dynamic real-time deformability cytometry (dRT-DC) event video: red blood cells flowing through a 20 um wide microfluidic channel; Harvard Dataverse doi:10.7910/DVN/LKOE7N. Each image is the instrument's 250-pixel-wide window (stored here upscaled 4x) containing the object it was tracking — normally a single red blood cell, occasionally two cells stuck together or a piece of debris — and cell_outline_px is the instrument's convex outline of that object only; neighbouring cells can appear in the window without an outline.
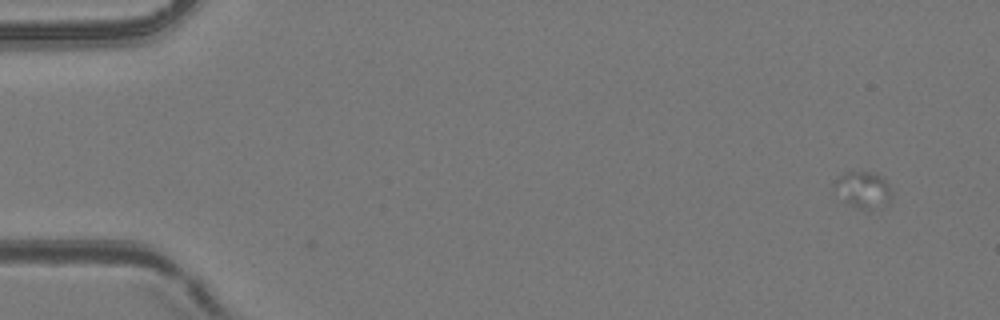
{"species": "common noctule bat (a hibernating species)", "species_latin": "Nyctalus noctula", "temperature_condition": "room temperature", "stored_images_in_passage": 2, "camera_frame_rate_fps": 3000, "um_per_image_px": 0.085, "animal": {"sex": "female", "body_mass_g": 24.6, "forearm_length_mm": 56.2}, "frame": {"image": 1, "passage_image": 2, "time_ms": 1.0, "image_size_px": [1000, 320], "cell_outline_px": [[888, 204], [884, 208], [868, 212], [856, 208], [848, 204], [844, 200], [836, 180], [840, 176], [848, 172], [876, 172], [888, 184]], "centroid_in_image_um": [73.45, 16.19], "position_along_channel_um": 11.6, "area_um2": 11.73}}